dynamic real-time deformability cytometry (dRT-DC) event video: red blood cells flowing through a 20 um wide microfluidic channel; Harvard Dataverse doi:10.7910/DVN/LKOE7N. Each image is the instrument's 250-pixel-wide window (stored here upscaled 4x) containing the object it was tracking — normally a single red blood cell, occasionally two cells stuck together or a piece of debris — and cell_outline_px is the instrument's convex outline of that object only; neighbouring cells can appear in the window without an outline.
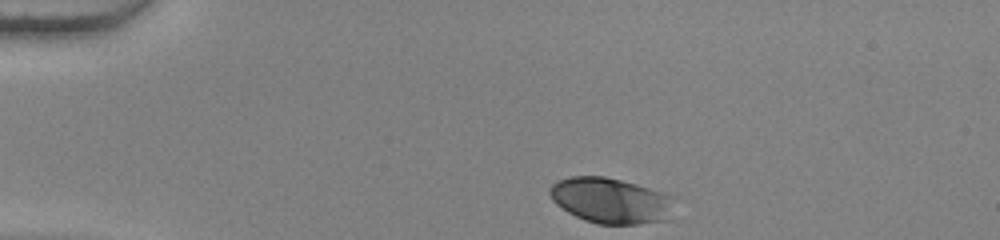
{"species": "human", "species_latin": "Homo sapiens", "temperature_condition": "warm", "stored_images_in_passage": 38, "camera_frame_rate_fps": 3000, "um_per_image_px": 0.085, "donor": {"sex": "female"}, "frame": {"image": 1, "passage_image": 1, "time_ms": 0.0, "image_size_px": [1000, 240], "cell_outline_px": [[676, 196], [672, 220], [636, 224], [596, 224], [584, 220], [568, 212], [556, 204], [552, 200], [548, 192], [548, 188], [556, 180], [572, 176], [604, 176], [636, 184]], "centroid_in_image_um": [51.97, 17.06], "position_along_channel_um": 33.0, "area_um2": 33.81}}
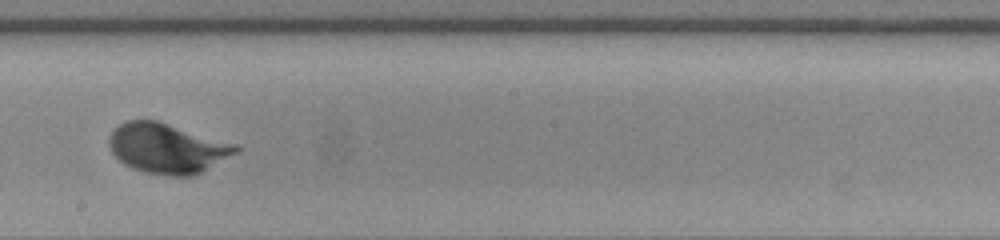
{"frame": {"image": 2, "passage_image": 22, "time_ms": 7.0, "image_size_px": [1000, 240], "cell_outline_px": [[240, 152], [192, 176], [172, 176], [144, 172], [132, 168], [124, 164], [112, 152], [108, 144], [108, 136], [120, 124], [128, 120], [156, 120], [236, 144], [240, 148]], "centroid_in_image_um": [14.22, 12.61], "position_along_channel_um": 234.0, "area_um2": 36.7}}
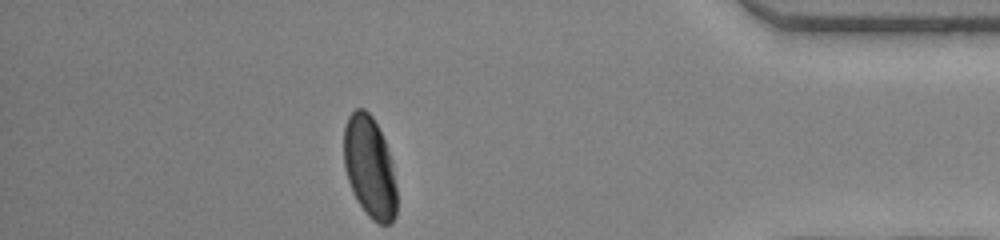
{"frame": {"image": 3, "passage_image": 38, "time_ms": 12.333, "image_size_px": [1000, 240], "cell_outline_px": [[396, 216], [392, 224], [380, 224], [372, 220], [368, 216], [356, 200], [352, 192], [344, 168], [344, 124], [348, 116], [356, 108], [364, 108], [372, 116], [384, 140], [392, 164], [396, 188]], "centroid_in_image_um": [31.4, 14.23], "position_along_channel_um": 403.8, "area_um2": 31.39}, "authors_computed_cell_mechanics": {"area_um2": 34.8245, "velocity_mm_per_s": 3.8219, "shape_relaxation_time_tau1_ms": 2.0665, "shape_relaxation_time_tau2_ms": null, "deformation_change_tau1": 0.1487, "deformation_change_tau2": null}}